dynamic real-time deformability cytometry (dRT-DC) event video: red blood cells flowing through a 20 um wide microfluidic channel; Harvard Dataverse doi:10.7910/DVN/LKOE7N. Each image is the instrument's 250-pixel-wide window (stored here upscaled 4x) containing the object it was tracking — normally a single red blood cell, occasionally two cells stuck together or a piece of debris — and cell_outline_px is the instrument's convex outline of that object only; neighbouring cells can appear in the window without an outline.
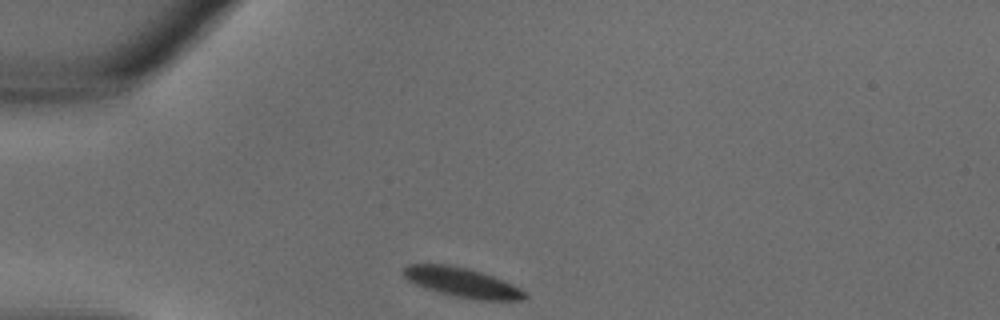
{"species": "common noctule bat (a hibernating species)", "species_latin": "Nyctalus noctula", "temperature_condition": "warm", "stored_images_in_passage": 18, "camera_frame_rate_fps": 3000, "um_per_image_px": 0.085, "animal": {"sex": "male", "body_mass_g": 18.8}, "frame": {"image": 1, "passage_image": 1, "time_ms": 0.0, "image_size_px": [1000, 320], "cell_outline_px": [[528, 296], [520, 300], [480, 300], [456, 296], [436, 292], [416, 284], [408, 280], [404, 276], [404, 268], [408, 264], [448, 264], [468, 268], [492, 276], [524, 292]], "centroid_in_image_um": [39.21, 24.0], "position_along_channel_um": 45.8, "area_um2": 20.29}}
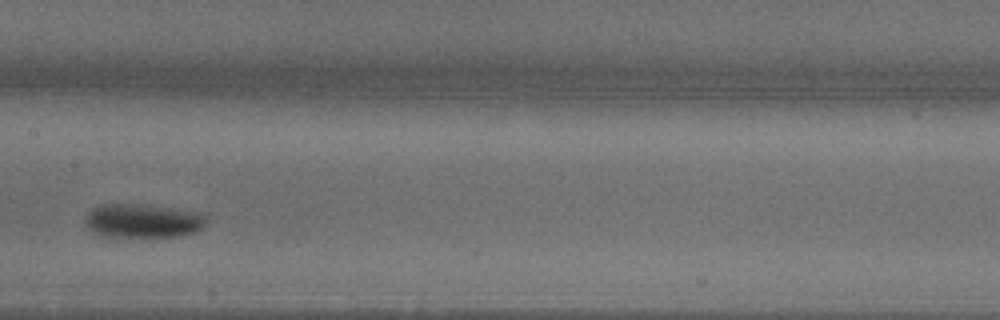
{"frame": {"image": 2, "passage_image": 10, "time_ms": 3.0, "image_size_px": [1000, 320], "cell_outline_px": [[204, 224], [196, 232], [184, 236], [104, 236], [92, 232], [88, 228], [84, 220], [88, 212], [92, 208], [100, 204], [144, 204], [200, 212], [204, 216]], "centroid_in_image_um": [12.1, 18.76], "position_along_channel_um": 195.3, "area_um2": 23.87}}
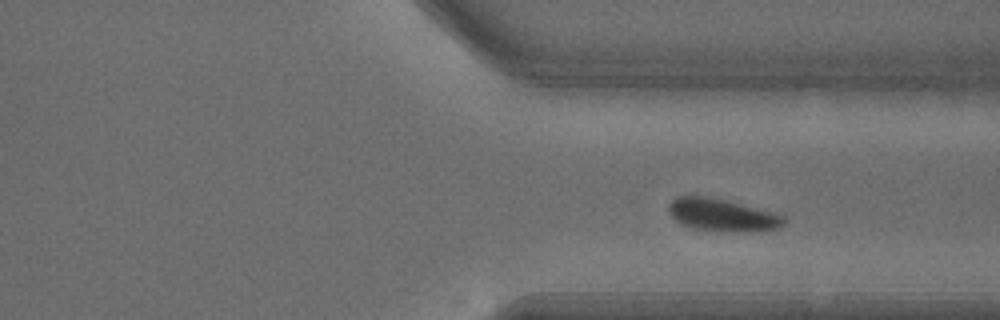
{"frame": {"image": 3, "passage_image": 18, "time_ms": 5.667, "image_size_px": [1000, 320], "cell_outline_px": [[784, 224], [780, 228], [760, 232], [736, 232], [688, 228], [676, 220], [668, 212], [668, 204], [676, 196], [708, 196], [728, 200], [776, 212], [784, 216]], "centroid_in_image_um": [61.42, 18.28], "position_along_channel_um": 350.0, "area_um2": 22.37}}